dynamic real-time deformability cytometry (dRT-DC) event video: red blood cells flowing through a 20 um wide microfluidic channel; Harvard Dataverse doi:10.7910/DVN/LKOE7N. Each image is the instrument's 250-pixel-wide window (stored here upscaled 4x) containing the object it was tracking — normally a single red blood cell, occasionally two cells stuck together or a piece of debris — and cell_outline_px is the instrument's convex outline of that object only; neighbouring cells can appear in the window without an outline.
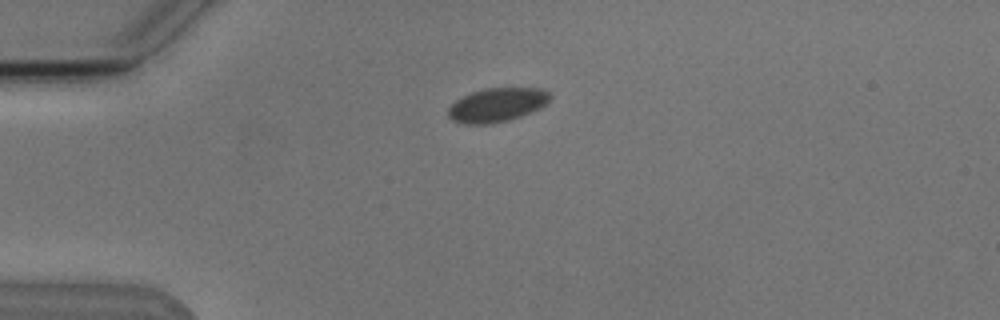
{"species": "Egyptian fruit bat (a non-hibernating species)", "species_latin": "Rousettus aegyptiacus", "temperature_condition": "cold", "stored_images_in_passage": 1, "camera_frame_rate_fps": 3000, "um_per_image_px": 0.085, "animal": {"sex": "male"}, "frame": {"image": 1, "passage_image": 1, "time_ms": 0.0, "image_size_px": [1000, 320], "cell_outline_px": [[552, 96], [548, 104], [532, 112], [508, 120], [488, 124], [464, 124], [452, 120], [448, 116], [448, 108], [456, 100], [472, 92], [484, 88], [540, 88], [548, 92]], "centroid_in_image_um": [42.27, 8.92], "position_along_channel_um": 42.7, "area_um2": 20.17}}